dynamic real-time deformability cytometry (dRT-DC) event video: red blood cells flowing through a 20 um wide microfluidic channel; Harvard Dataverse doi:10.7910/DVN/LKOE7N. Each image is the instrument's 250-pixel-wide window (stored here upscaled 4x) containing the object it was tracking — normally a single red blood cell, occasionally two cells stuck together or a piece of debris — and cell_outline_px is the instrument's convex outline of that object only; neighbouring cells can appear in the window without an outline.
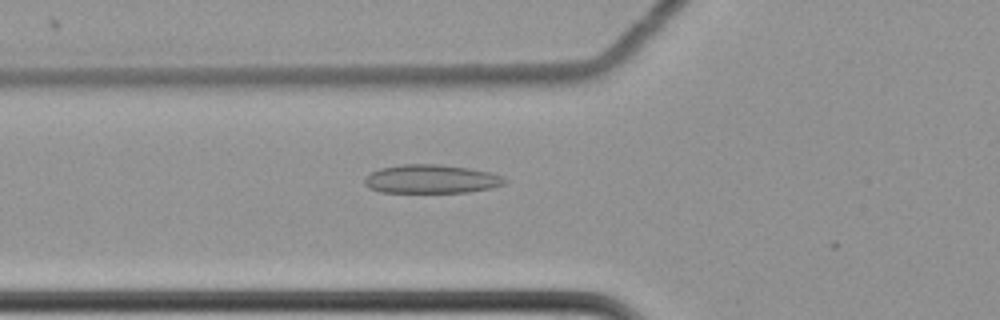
{"species": "common noctule bat (a hibernating species)", "species_latin": "Nyctalus noctula", "temperature_condition": "cold", "stored_images_in_passage": 14, "camera_frame_rate_fps": 3000, "um_per_image_px": 0.085, "animal": {"sex": "female", "body_mass_g": 22.7, "forearm_length_mm": 54.2}, "frame": {"image": 1, "passage_image": 3, "time_ms": 0.667, "image_size_px": [1000, 320], "cell_outline_px": [[508, 180], [504, 184], [492, 188], [468, 192], [380, 192], [368, 188], [364, 184], [364, 180], [372, 172], [380, 168], [400, 164], [440, 164], [468, 168], [492, 172], [504, 176]], "centroid_in_image_um": [36.69, 15.21], "position_along_channel_um": 89.1, "area_um2": 23.58}}
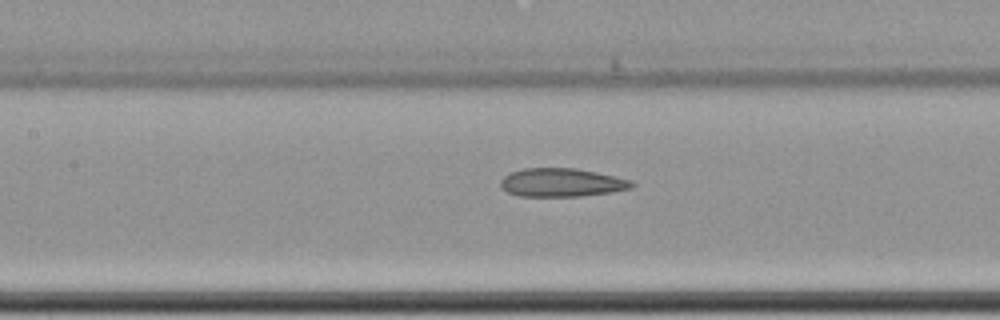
{"frame": {"image": 2, "passage_image": 9, "time_ms": 2.667, "image_size_px": [1000, 320], "cell_outline_px": [[636, 184], [632, 188], [612, 192], [580, 196], [520, 196], [508, 192], [500, 184], [500, 180], [504, 176], [512, 172], [524, 168], [576, 168], [616, 176], [632, 180]], "centroid_in_image_um": [47.79, 15.51], "position_along_channel_um": 159.6, "area_um2": 21.73}}
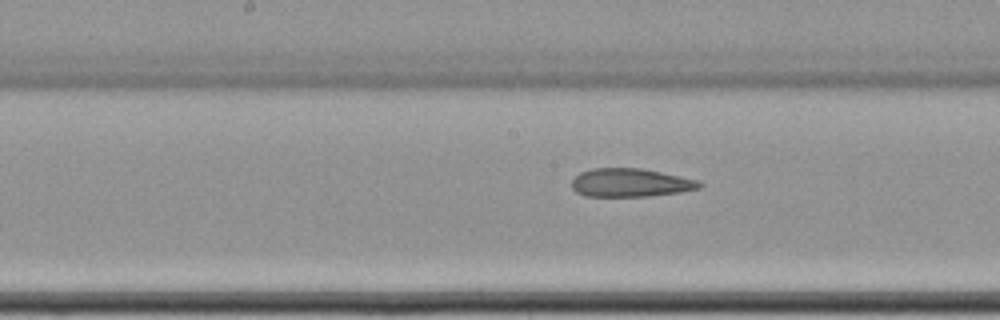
{"frame": {"image": 3, "passage_image": 12, "time_ms": 3.667, "image_size_px": [1000, 320], "cell_outline_px": [[704, 184], [700, 188], [680, 192], [648, 196], [584, 196], [576, 192], [572, 188], [572, 180], [580, 172], [592, 168], [640, 168], [700, 180]], "centroid_in_image_um": [53.6, 15.53], "position_along_channel_um": 194.6, "area_um2": 21.15}}